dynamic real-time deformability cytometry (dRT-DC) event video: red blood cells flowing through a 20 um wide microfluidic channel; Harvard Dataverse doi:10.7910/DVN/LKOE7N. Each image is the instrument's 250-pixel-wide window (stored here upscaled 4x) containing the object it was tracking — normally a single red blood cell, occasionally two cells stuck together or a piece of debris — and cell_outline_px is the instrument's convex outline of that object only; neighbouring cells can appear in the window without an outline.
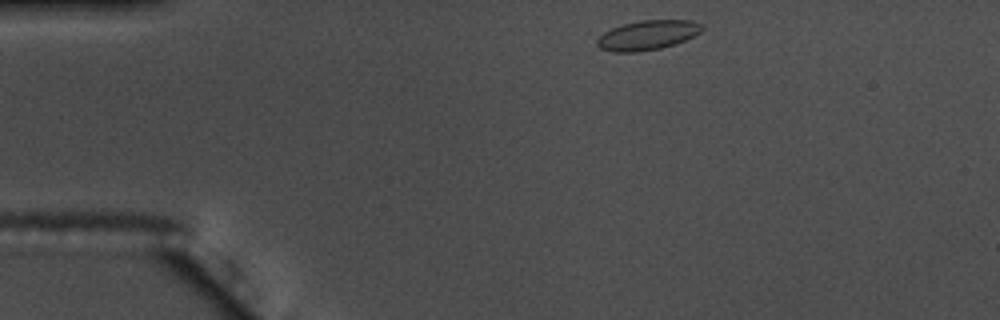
{"species": "common noctule bat (a hibernating species)", "species_latin": "Nyctalus noctula", "temperature_condition": "warm", "stored_images_in_passage": 46, "camera_frame_rate_fps": 3000, "um_per_image_px": 0.085, "animal": {"sex": "male", "body_mass_g": 17.5, "forearm_length_mm": 52.3}, "frame": {"image": 1, "passage_image": 1, "time_ms": 0.0, "image_size_px": [1000, 320], "cell_outline_px": [[704, 28], [700, 32], [676, 44], [660, 48], [636, 52], [612, 52], [600, 48], [596, 44], [596, 40], [604, 32], [612, 28], [624, 24], [640, 20], [688, 20], [700, 24]], "centroid_in_image_um": [55.01, 2.99], "position_along_channel_um": 30.0, "area_um2": 17.92}}
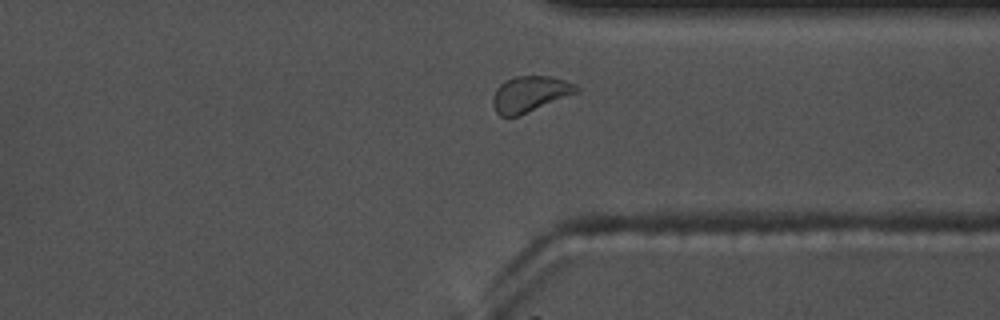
{"frame": {"image": 2, "passage_image": 33, "time_ms": 10.667, "image_size_px": [1000, 320], "cell_outline_px": [[580, 92], [520, 116], [500, 116], [496, 112], [492, 104], [492, 96], [496, 88], [504, 80], [516, 76], [552, 76], [576, 84], [580, 88]], "centroid_in_image_um": [45.06, 7.99], "position_along_channel_um": 366.3, "area_um2": 17.86}}
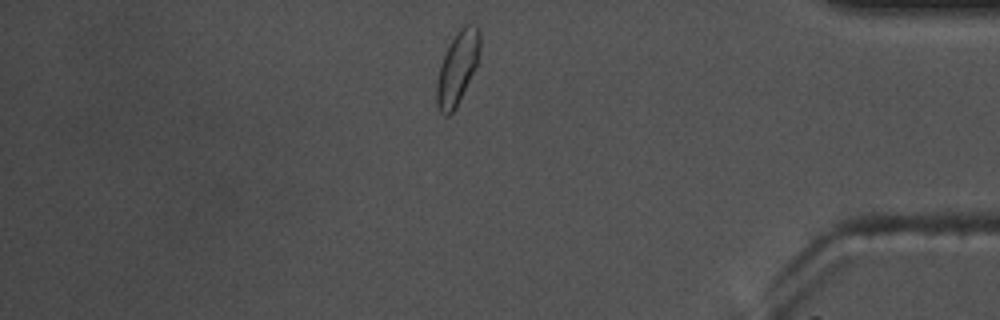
{"frame": {"image": 3, "passage_image": 38, "time_ms": 12.333, "image_size_px": [1000, 320], "cell_outline_px": [[480, 52], [476, 68], [456, 108], [448, 116], [444, 116], [440, 112], [436, 104], [436, 80], [440, 64], [456, 32], [464, 24], [476, 24], [480, 32]], "centroid_in_image_um": [38.89, 5.78], "position_along_channel_um": 396.3, "area_um2": 18.55}, "authors_computed_cell_mechanics": {"area_um2": 17.5134, "velocity_mm_per_s": 3.6699, "shape_relaxation_time_tau1_ms": 2.6264, "shape_relaxation_time_tau2_ms": 1.1479, "deformation_change_tau1": 0.0726, "deformation_change_tau2": 0.0562}}